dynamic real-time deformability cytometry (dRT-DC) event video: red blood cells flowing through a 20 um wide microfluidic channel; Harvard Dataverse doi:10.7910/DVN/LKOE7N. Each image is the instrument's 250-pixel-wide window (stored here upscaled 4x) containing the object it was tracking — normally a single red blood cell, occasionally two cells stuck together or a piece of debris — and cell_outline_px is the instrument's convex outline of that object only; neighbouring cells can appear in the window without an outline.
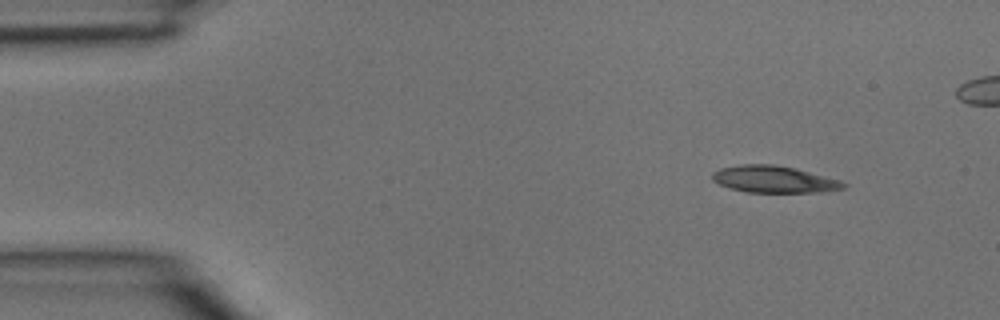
{"species": "common noctule bat (a hibernating species)", "species_latin": "Nyctalus noctula", "temperature_condition": "room temperature", "stored_images_in_passage": 4, "segment_of_instrument_passage": [2, 2], "camera_frame_rate_fps": 3000, "um_per_image_px": 0.085, "animal": {"sex": "male", "body_mass_g": 15.6}, "frame": {"image": 1, "passage_image": 4, "time_ms": 1.0, "image_size_px": [1000, 320], "cell_outline_px": [[848, 184], [844, 188], [820, 192], [744, 192], [720, 184], [712, 180], [712, 172], [720, 168], [740, 164], [772, 164], [796, 168], [840, 180]], "centroid_in_image_um": [65.79, 15.23], "position_along_channel_um": 19.2, "area_um2": 20.52}}